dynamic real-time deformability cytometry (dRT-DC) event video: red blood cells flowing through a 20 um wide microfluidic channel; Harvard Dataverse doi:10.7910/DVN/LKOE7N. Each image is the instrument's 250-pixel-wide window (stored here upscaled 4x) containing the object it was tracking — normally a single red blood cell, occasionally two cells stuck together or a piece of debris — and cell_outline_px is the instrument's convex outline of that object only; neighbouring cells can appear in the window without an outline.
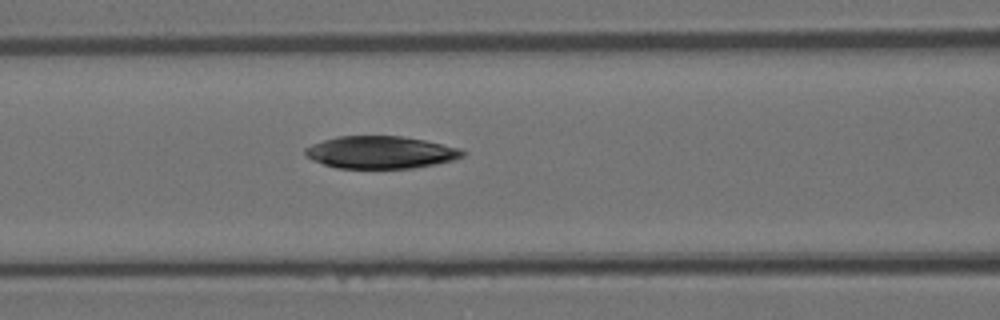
{"species": "Egyptian fruit bat (a non-hibernating species)", "species_latin": "Rousettus aegyptiacus", "temperature_condition": "room temperature", "stored_images_in_passage": 7, "camera_frame_rate_fps": 3000, "um_per_image_px": 0.085, "animal": {"sex": "female"}, "frame": {"image": 1, "passage_image": 7, "time_ms": 6.667, "image_size_px": [1000, 320], "cell_outline_px": [[468, 152], [464, 156], [452, 160], [436, 164], [412, 168], [336, 168], [312, 160], [304, 156], [304, 148], [312, 144], [336, 136], [400, 136], [424, 140], [460, 148]], "centroid_in_image_um": [32.34, 12.95], "position_along_channel_um": 134.3, "area_um2": 29.82}}